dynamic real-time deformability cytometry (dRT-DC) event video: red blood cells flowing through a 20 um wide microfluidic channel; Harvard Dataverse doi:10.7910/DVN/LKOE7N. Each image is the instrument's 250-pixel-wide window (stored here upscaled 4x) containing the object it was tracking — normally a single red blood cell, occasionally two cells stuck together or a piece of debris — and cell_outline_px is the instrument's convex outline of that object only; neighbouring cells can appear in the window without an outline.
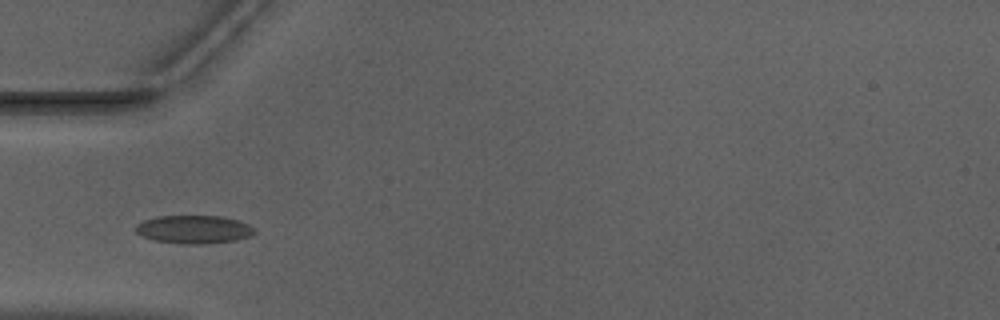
{"species": "Egyptian fruit bat (a non-hibernating species)", "species_latin": "Rousettus aegyptiacus", "temperature_condition": "warm", "stored_images_in_passage": 44, "camera_frame_rate_fps": 3000, "um_per_image_px": 0.085, "animal": {"sex": "male"}, "frame": {"image": 1, "passage_image": 9, "time_ms": 2.667, "image_size_px": [1000, 320], "cell_outline_px": [[256, 232], [252, 236], [236, 240], [208, 244], [180, 244], [152, 240], [136, 232], [136, 224], [144, 220], [156, 216], [224, 216], [248, 224]], "centroid_in_image_um": [16.48, 19.51], "position_along_channel_um": 68.5, "area_um2": 19.65}}
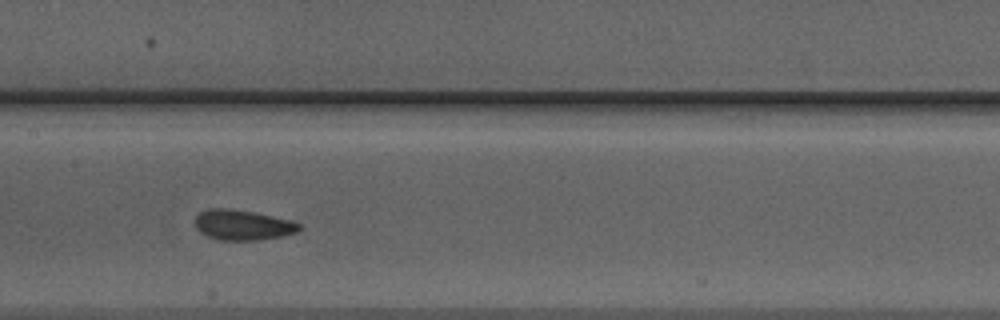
{"frame": {"image": 2, "passage_image": 18, "time_ms": 5.667, "image_size_px": [1000, 320], "cell_outline_px": [[300, 228], [296, 232], [280, 236], [260, 240], [216, 240], [200, 232], [196, 228], [196, 216], [200, 212], [208, 208], [232, 208], [292, 220], [300, 224]], "centroid_in_image_um": [20.6, 19.12], "position_along_channel_um": 186.8, "area_um2": 18.32}}
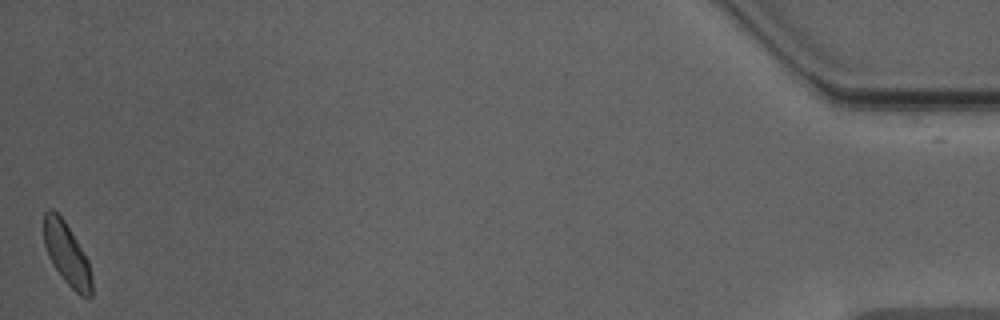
{"frame": {"image": 3, "passage_image": 44, "time_ms": 14.333, "image_size_px": [1000, 320], "cell_outline_px": [[92, 296], [88, 300], [80, 296], [64, 280], [56, 268], [44, 244], [44, 212], [48, 208], [52, 208], [64, 220], [88, 260], [92, 280]], "centroid_in_image_um": [5.7, 21.61], "position_along_channel_um": 429.5, "area_um2": 17.11}, "authors_computed_cell_mechanics": {"area_um2": 18.0625, "velocity_mm_per_s": 3.9396, "shape_relaxation_time_tau1_ms": 3.1705, "shape_relaxation_time_tau2_ms": 2.1856, "deformation_change_tau1": 0.0878, "deformation_change_tau2": 0.0597}}